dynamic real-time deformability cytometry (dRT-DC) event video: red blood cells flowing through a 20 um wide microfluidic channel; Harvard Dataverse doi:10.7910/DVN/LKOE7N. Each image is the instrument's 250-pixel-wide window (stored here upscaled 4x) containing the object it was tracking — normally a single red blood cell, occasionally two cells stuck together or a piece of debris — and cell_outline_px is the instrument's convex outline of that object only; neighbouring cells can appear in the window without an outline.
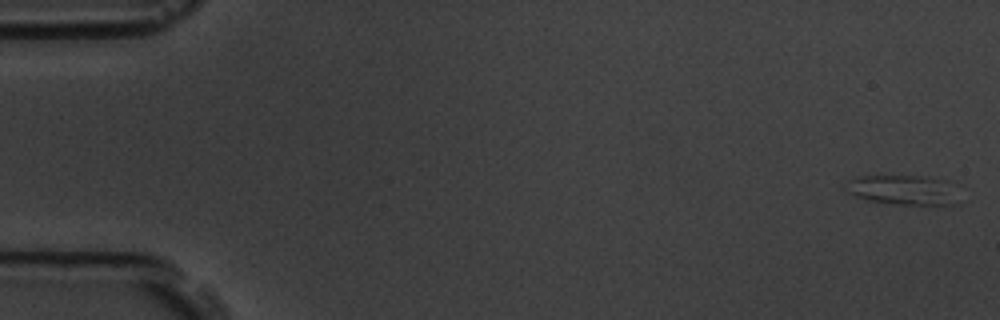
{"species": "common noctule bat (a hibernating species)", "species_latin": "Nyctalus noctula", "temperature_condition": "room temperature", "stored_images_in_passage": 7, "camera_frame_rate_fps": 3000, "um_per_image_px": 0.085, "animal": {"sex": "male", "body_mass_g": 19.5, "forearm_length_mm": 54.6}, "frame": {"image": 1, "passage_image": 1, "time_ms": 0.0, "image_size_px": [1000, 320], "cell_outline_px": [[960, 204], [896, 204], [868, 200], [856, 196], [848, 192], [848, 180], [856, 176], [928, 176], [948, 180]], "centroid_in_image_um": [76.78, 16.13], "position_along_channel_um": 8.2, "area_um2": 19.36}}
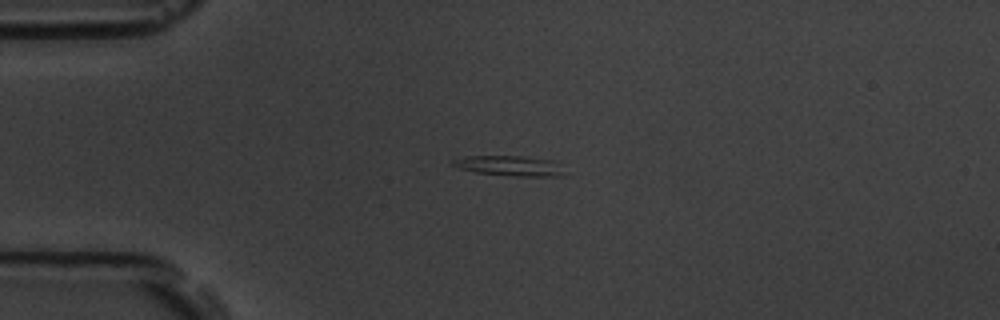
{"frame": {"image": 2, "passage_image": 5, "time_ms": 4.333, "image_size_px": [1000, 320], "cell_outline_px": [[564, 176], [516, 176], [476, 172], [460, 168], [452, 164], [452, 160], [464, 156], [520, 156], [552, 160]], "centroid_in_image_um": [43.24, 14.08], "position_along_channel_um": 41.8, "area_um2": 12.66}}
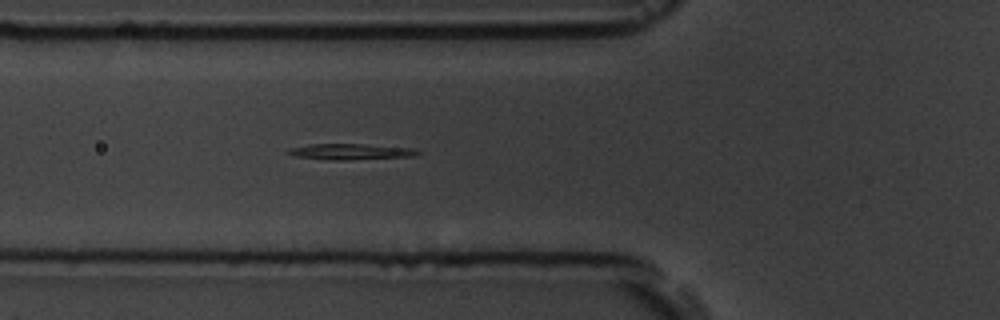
{"frame": {"image": 3, "passage_image": 7, "time_ms": 6.667, "image_size_px": [1000, 320], "cell_outline_px": [[420, 152], [416, 156], [340, 160], [332, 160], [296, 156], [284, 152], [288, 148], [308, 144], [364, 144], [412, 148]], "centroid_in_image_um": [29.75, 12.88], "position_along_channel_um": 96.0, "area_um2": 11.91}}